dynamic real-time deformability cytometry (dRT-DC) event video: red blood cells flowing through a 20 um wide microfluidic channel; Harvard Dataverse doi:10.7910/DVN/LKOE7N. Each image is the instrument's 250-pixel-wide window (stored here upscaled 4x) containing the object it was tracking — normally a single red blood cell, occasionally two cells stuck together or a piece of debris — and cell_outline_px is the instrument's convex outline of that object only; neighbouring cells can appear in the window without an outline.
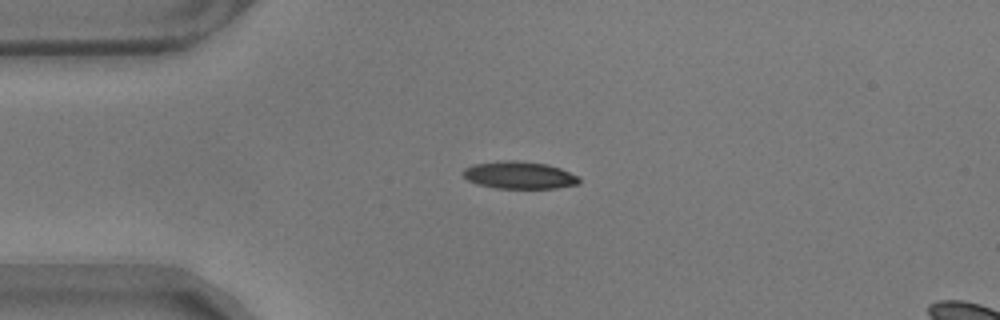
{"species": "common noctule bat (a hibernating species)", "species_latin": "Nyctalus noctula", "temperature_condition": "warm", "stored_images_in_passage": 45, "camera_frame_rate_fps": 3000, "um_per_image_px": 0.085, "animal": {"sex": "male", "body_mass_g": 17.9}, "frame": {"image": 1, "passage_image": 1, "time_ms": 0.0, "image_size_px": [1000, 320], "cell_outline_px": [[580, 184], [556, 188], [496, 188], [476, 184], [468, 180], [464, 176], [464, 168], [472, 164], [504, 160], [516, 160], [548, 164], [560, 168], [580, 176]], "centroid_in_image_um": [44.17, 14.88], "position_along_channel_um": 40.8, "area_um2": 18.67}}
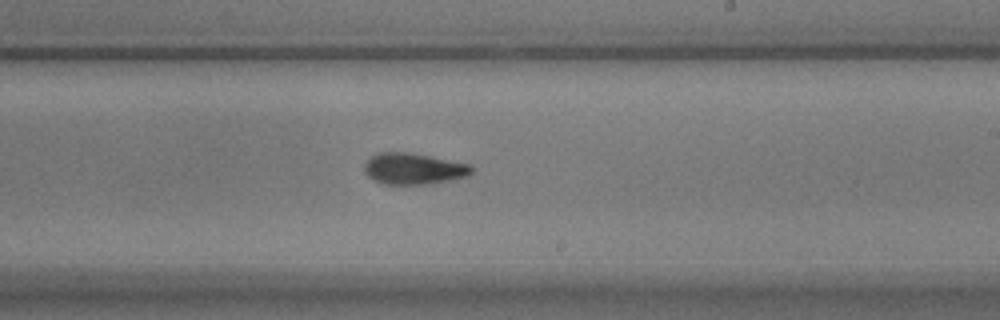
{"frame": {"image": 2, "passage_image": 21, "time_ms": 6.667, "image_size_px": [1000, 320], "cell_outline_px": [[472, 172], [468, 176], [428, 184], [384, 184], [368, 176], [364, 172], [364, 164], [372, 156], [380, 152], [404, 152], [432, 156], [472, 164]], "centroid_in_image_um": [35.17, 14.33], "position_along_channel_um": 253.8, "area_um2": 19.48}}
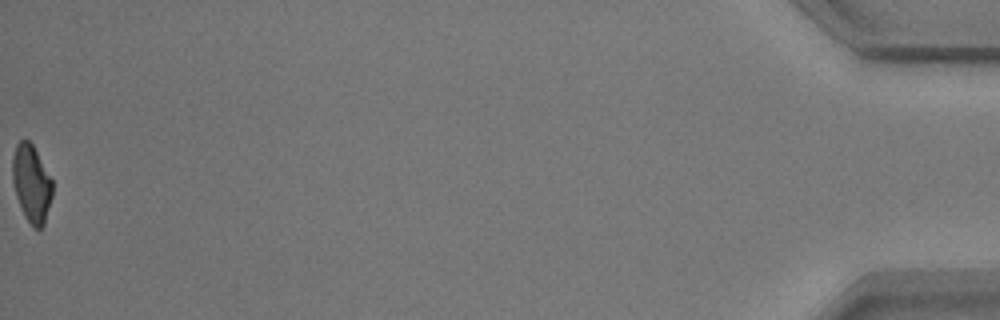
{"frame": {"image": 3, "passage_image": 45, "time_ms": 14.667, "image_size_px": [1000, 320], "cell_outline_px": [[52, 196], [44, 224], [40, 228], [36, 228], [24, 216], [16, 196], [12, 180], [12, 156], [16, 144], [24, 136], [32, 144], [52, 180]], "centroid_in_image_um": [2.65, 15.55], "position_along_channel_um": 432.5, "area_um2": 17.92}, "authors_computed_cell_mechanics": {"area_um2": 19.4208, "velocity_mm_per_s": 3.5215, "shape_relaxation_time_tau1_ms": 6.7573, "shape_relaxation_time_tau2_ms": 3.1687, "deformation_change_tau1": 0.1918, "deformation_change_tau2": 0.099}}